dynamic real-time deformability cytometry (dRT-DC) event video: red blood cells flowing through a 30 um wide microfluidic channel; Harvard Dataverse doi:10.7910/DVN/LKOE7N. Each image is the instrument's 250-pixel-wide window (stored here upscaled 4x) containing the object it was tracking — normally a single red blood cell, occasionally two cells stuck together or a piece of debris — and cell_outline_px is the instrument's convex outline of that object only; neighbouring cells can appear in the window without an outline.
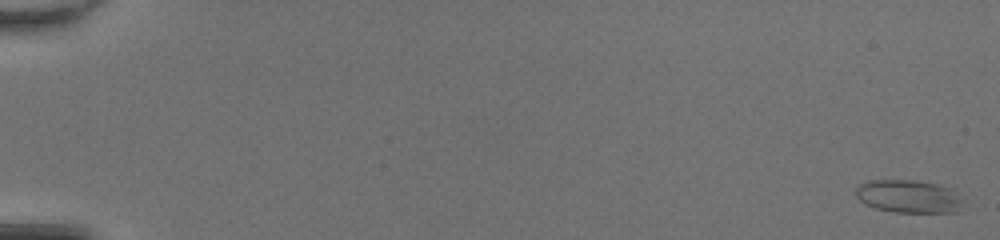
{"species": "common noctule bat (a hibernating species)", "species_latin": "Nyctalus noctula", "temperature_condition": "room temperature", "stored_images_in_passage": 52, "camera_frame_rate_fps": 3000, "um_per_image_px": 0.085, "animal": {"sex": "female", "body_mass_g": 20.0, "forearm_length_mm": 54.0}, "frame": {"image": 1, "passage_image": 2, "time_ms": 0.333, "image_size_px": [1000, 240], "cell_outline_px": [[964, 200], [956, 212], [896, 212], [876, 208], [864, 204], [856, 196], [856, 188], [860, 184], [868, 180], [916, 180], [936, 184], [952, 188]], "centroid_in_image_um": [77.23, 16.68], "position_along_channel_um": 7.8, "area_um2": 20.63}}
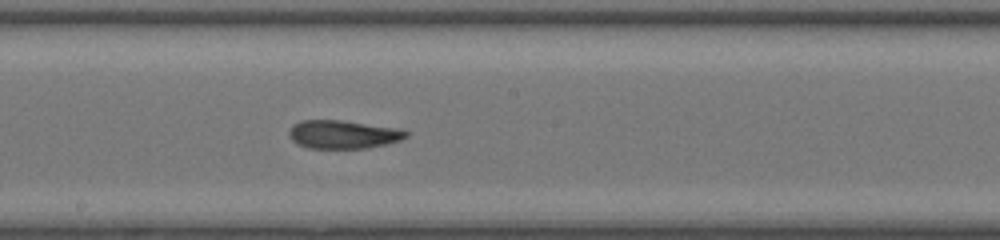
{"frame": {"image": 2, "passage_image": 31, "time_ms": 10.0, "image_size_px": [1000, 240], "cell_outline_px": [[408, 136], [400, 140], [368, 148], [308, 148], [296, 144], [288, 136], [288, 132], [292, 124], [300, 120], [340, 120], [396, 128], [408, 132]], "centroid_in_image_um": [29.09, 11.42], "position_along_channel_um": 219.1, "area_um2": 19.31}}
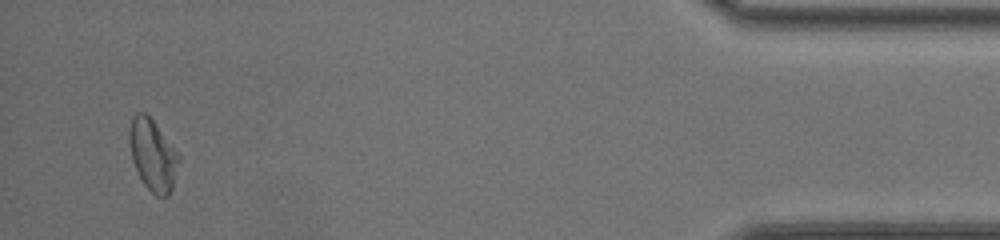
{"frame": {"image": 3, "passage_image": 50, "time_ms": 16.333, "image_size_px": [1000, 240], "cell_outline_px": [[180, 160], [172, 188], [168, 196], [156, 196], [144, 184], [132, 160], [128, 140], [128, 132], [132, 116], [136, 112], [144, 112], [152, 120], [180, 156]], "centroid_in_image_um": [12.97, 13.17], "position_along_channel_um": 422.2, "area_um2": 20.35}, "authors_computed_cell_mechanics": {"area_um2": 20.23, "velocity_mm_per_s": 4.272, "shape_relaxation_time_tau1_ms": 9.7952, "shape_relaxation_time_tau2_ms": 2.3218, "deformation_change_tau1": 0.2726, "deformation_change_tau2": 0.1014}}